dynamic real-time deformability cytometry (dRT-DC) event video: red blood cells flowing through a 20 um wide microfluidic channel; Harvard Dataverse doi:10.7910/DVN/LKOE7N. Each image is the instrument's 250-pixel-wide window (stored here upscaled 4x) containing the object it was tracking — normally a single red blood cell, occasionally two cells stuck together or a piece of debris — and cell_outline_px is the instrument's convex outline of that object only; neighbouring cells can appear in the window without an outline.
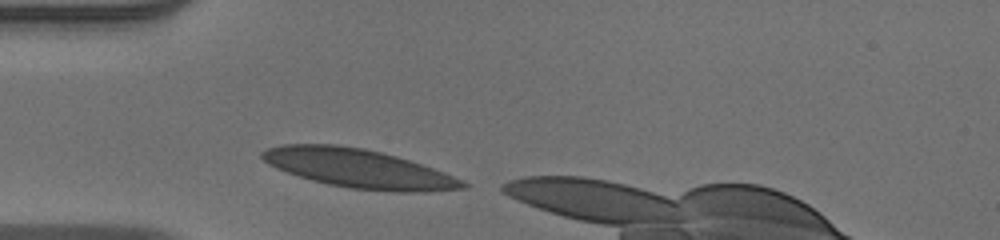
{"species": "human", "species_latin": "Homo sapiens", "temperature_condition": "warm", "stored_images_in_passage": 29, "camera_frame_rate_fps": 3000, "um_per_image_px": 0.085, "donor": {"sex": "male"}, "frame": {"image": 1, "passage_image": 1, "time_ms": 0.0, "image_size_px": [1000, 240], "cell_outline_px": [[472, 184], [468, 188], [424, 192], [392, 192], [348, 188], [328, 184], [312, 180], [276, 168], [268, 164], [260, 156], [260, 152], [268, 148], [280, 144], [336, 144], [364, 148], [396, 156], [444, 172], [464, 180]], "centroid_in_image_um": [30.51, 14.33], "position_along_channel_um": 54.5, "area_um2": 45.49}}
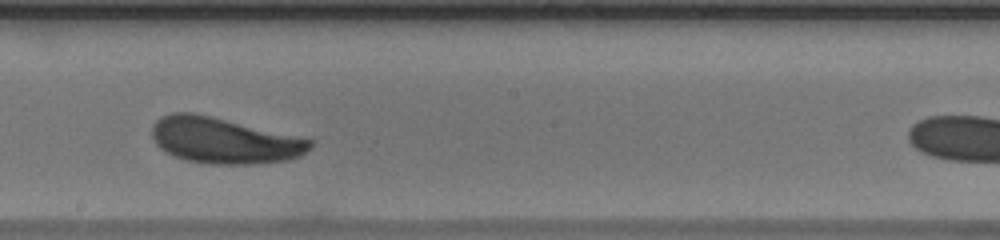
{"frame": {"image": 2, "passage_image": 15, "time_ms": 4.667, "image_size_px": [1000, 240], "cell_outline_px": [[312, 148], [300, 156], [288, 160], [252, 164], [208, 164], [188, 160], [164, 152], [156, 144], [152, 136], [152, 124], [160, 116], [172, 112], [192, 112], [212, 116], [312, 140]], "centroid_in_image_um": [19.0, 11.94], "position_along_channel_um": 229.2, "area_um2": 42.25}}
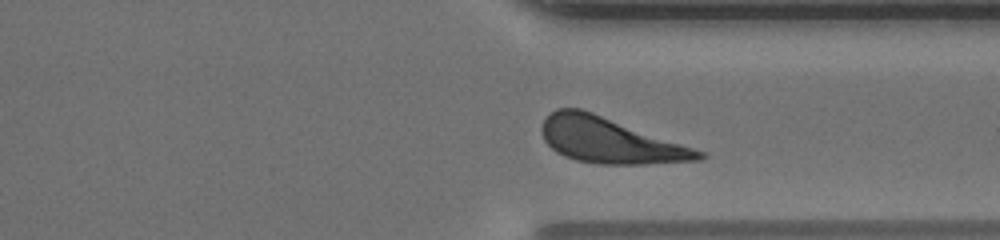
{"frame": {"image": 3, "passage_image": 25, "time_ms": 8.0, "image_size_px": [1000, 240], "cell_outline_px": [[708, 156], [700, 160], [644, 164], [596, 164], [576, 160], [564, 156], [556, 152], [544, 140], [540, 128], [544, 120], [556, 108], [580, 108], [592, 112], [704, 152]], "centroid_in_image_um": [51.79, 11.94], "position_along_channel_um": 359.6, "area_um2": 41.1}}